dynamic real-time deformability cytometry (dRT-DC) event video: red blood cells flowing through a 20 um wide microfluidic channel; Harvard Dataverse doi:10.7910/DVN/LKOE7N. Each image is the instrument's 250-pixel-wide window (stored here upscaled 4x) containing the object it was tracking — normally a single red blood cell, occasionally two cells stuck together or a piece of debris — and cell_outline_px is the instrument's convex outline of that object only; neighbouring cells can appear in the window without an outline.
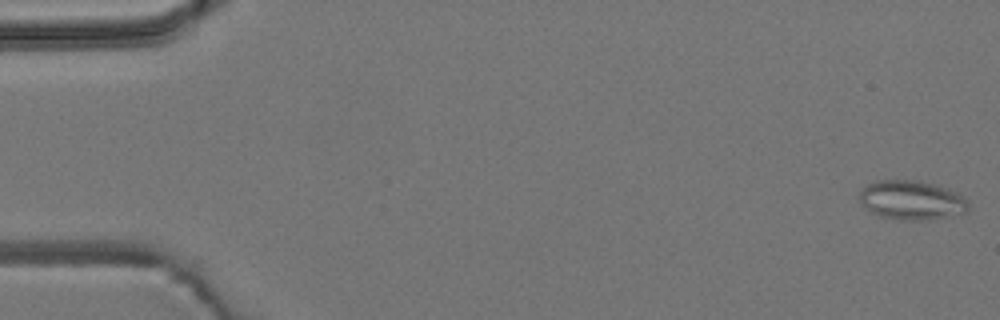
{"species": "common noctule bat (a hibernating species)", "species_latin": "Nyctalus noctula", "temperature_condition": "room temperature", "stored_images_in_passage": 54, "camera_frame_rate_fps": 3000, "um_per_image_px": 0.085, "animal": {"sex": "male", "body_mass_g": 19.2, "forearm_length_mm": 51.8}, "frame": {"image": 1, "passage_image": 1, "time_ms": 0.0, "image_size_px": [1000, 320], "cell_outline_px": [[968, 208], [964, 212], [924, 220], [900, 220], [880, 216], [864, 208], [860, 200], [860, 192], [868, 184], [876, 180], [916, 180], [948, 188], [964, 196], [968, 204]], "centroid_in_image_um": [77.45, 17.0], "position_along_channel_um": 7.5, "area_um2": 24.62}}
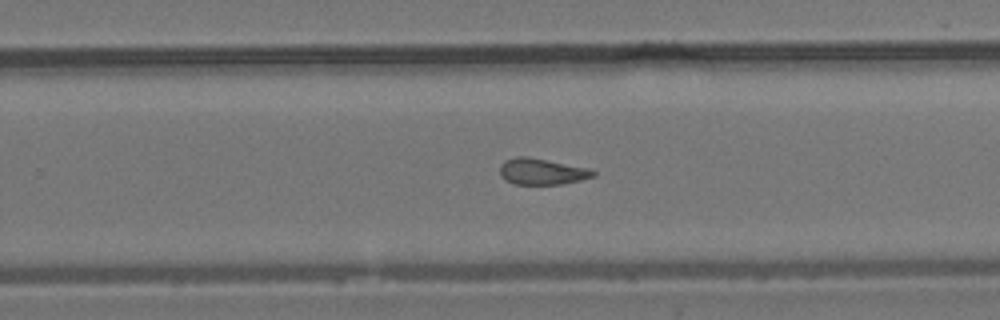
{"frame": {"image": 2, "passage_image": 34, "time_ms": 11.0, "image_size_px": [1000, 320], "cell_outline_px": [[596, 176], [580, 180], [560, 184], [512, 184], [504, 180], [500, 176], [500, 164], [504, 160], [516, 156], [524, 156], [588, 168], [596, 172]], "centroid_in_image_um": [46.01, 14.59], "position_along_channel_um": 283.8, "area_um2": 14.22}}
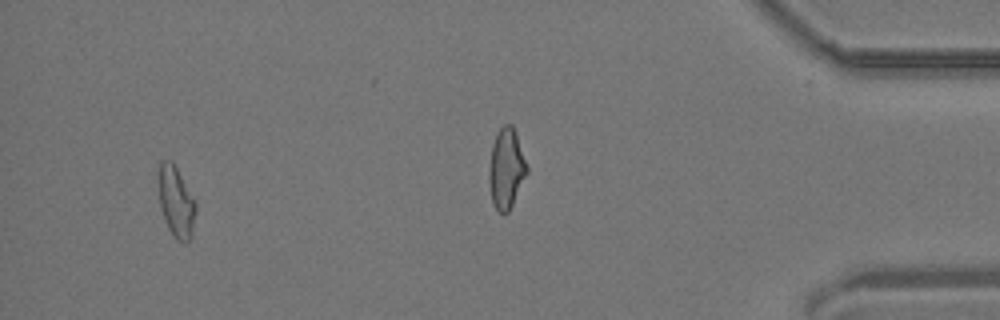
{"frame": {"image": 3, "passage_image": 51, "time_ms": 16.667, "image_size_px": [1000, 320], "cell_outline_px": [[196, 212], [192, 236], [184, 244], [176, 240], [168, 228], [160, 208], [160, 160], [172, 160], [196, 204]], "centroid_in_image_um": [14.99, 17.22], "position_along_channel_um": 420.2, "area_um2": 15.03}, "authors_computed_cell_mechanics": {"area_um2": 15.0569, "velocity_mm_per_s": 3.8447, "shape_relaxation_time_tau1_ms": null, "shape_relaxation_time_tau2_ms": 2.6157, "deformation_change_tau1": null, "deformation_change_tau2": 0.1196}}